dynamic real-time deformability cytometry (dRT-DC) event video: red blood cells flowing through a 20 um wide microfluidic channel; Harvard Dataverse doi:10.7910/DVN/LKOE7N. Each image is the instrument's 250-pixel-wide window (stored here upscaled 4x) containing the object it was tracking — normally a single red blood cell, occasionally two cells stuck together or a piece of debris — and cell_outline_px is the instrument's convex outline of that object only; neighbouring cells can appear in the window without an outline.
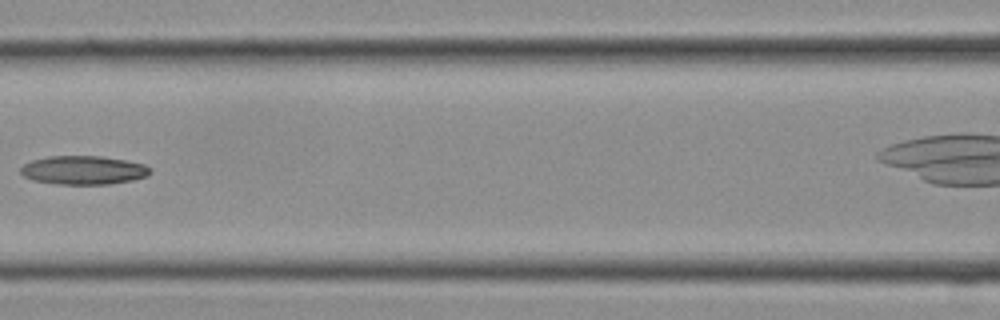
{"species": "Egyptian fruit bat (a non-hibernating species)", "species_latin": "Rousettus aegyptiacus", "temperature_condition": "cold", "stored_images_in_passage": 15, "camera_frame_rate_fps": 3000, "um_per_image_px": 0.085, "frame": {"image": 1, "passage_image": 11, "time_ms": 3.333, "image_size_px": [1000, 320], "cell_outline_px": [[148, 172], [144, 176], [128, 180], [104, 184], [64, 184], [36, 180], [24, 176], [20, 172], [20, 168], [24, 164], [36, 160], [52, 156], [96, 156], [120, 160], [140, 164], [148, 168]], "centroid_in_image_um": [7.0, 14.46], "position_along_channel_um": 159.6, "area_um2": 20.52}}
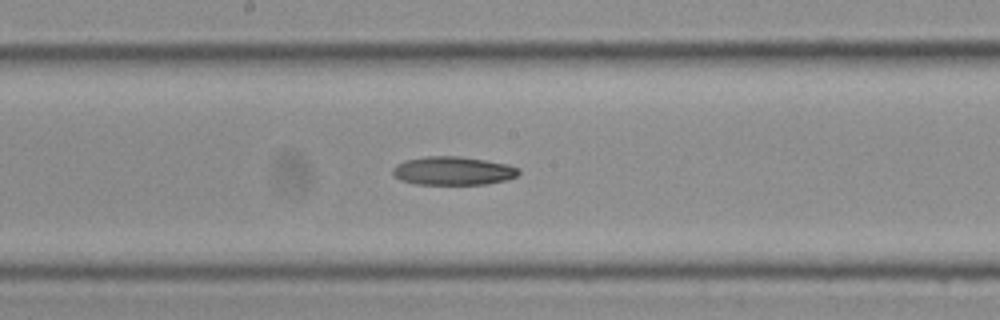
{"frame": {"image": 2, "passage_image": 13, "time_ms": 4.0, "image_size_px": [1000, 320], "cell_outline_px": [[520, 172], [516, 176], [504, 180], [480, 184], [420, 184], [404, 180], [396, 176], [392, 172], [400, 164], [408, 160], [432, 156], [452, 156], [480, 160], [504, 164], [516, 168]], "centroid_in_image_um": [38.52, 14.53], "position_along_channel_um": 209.7, "area_um2": 19.77}}
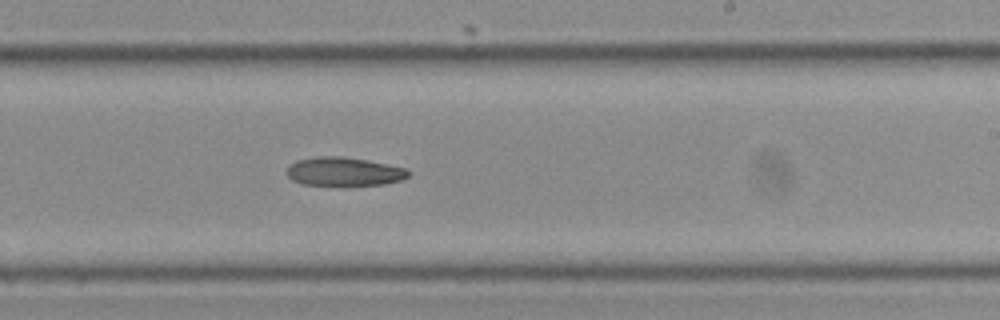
{"frame": {"image": 3, "passage_image": 15, "time_ms": 4.667, "image_size_px": [1000, 320], "cell_outline_px": [[408, 176], [400, 180], [380, 184], [304, 184], [292, 180], [288, 176], [288, 168], [292, 164], [300, 160], [364, 160], [404, 168], [408, 172]], "centroid_in_image_um": [29.28, 14.65], "position_along_channel_um": 259.7, "area_um2": 18.09}}